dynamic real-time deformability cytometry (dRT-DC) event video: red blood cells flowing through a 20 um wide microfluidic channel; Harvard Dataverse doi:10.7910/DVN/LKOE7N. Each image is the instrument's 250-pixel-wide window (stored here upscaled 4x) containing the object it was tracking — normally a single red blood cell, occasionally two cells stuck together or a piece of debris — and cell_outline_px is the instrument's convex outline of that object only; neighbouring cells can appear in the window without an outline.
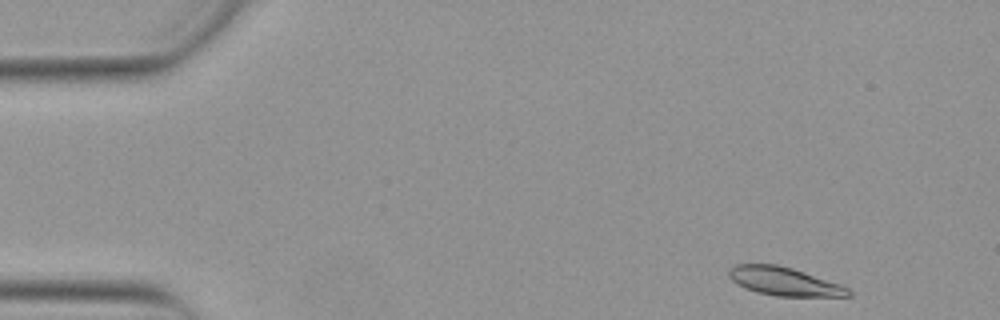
{"species": "Egyptian fruit bat (a non-hibernating species)", "species_latin": "Rousettus aegyptiacus", "temperature_condition": "warm", "stored_images_in_passage": 48, "camera_frame_rate_fps": 3000, "um_per_image_px": 0.085, "animal": {"sex": "female"}, "frame": {"image": 1, "passage_image": 1, "time_ms": 0.0, "image_size_px": [1000, 320], "cell_outline_px": [[852, 296], [776, 296], [744, 288], [736, 284], [728, 276], [728, 268], [736, 264], [776, 264], [792, 268], [840, 284], [848, 288], [852, 292]], "centroid_in_image_um": [66.63, 23.91], "position_along_channel_um": 18.4, "area_um2": 19.71}}
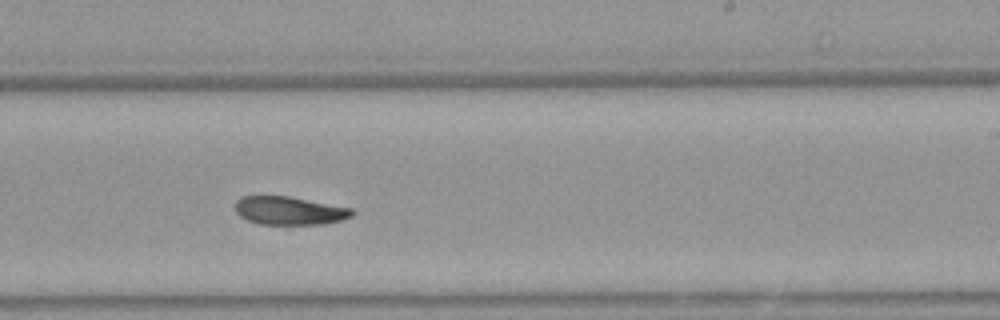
{"frame": {"image": 2, "passage_image": 28, "time_ms": 9.0, "image_size_px": [1000, 320], "cell_outline_px": [[356, 212], [352, 216], [340, 220], [324, 224], [260, 224], [248, 220], [240, 216], [236, 212], [236, 200], [240, 196], [288, 196], [352, 208]], "centroid_in_image_um": [24.6, 17.9], "position_along_channel_um": 264.4, "area_um2": 19.19}}
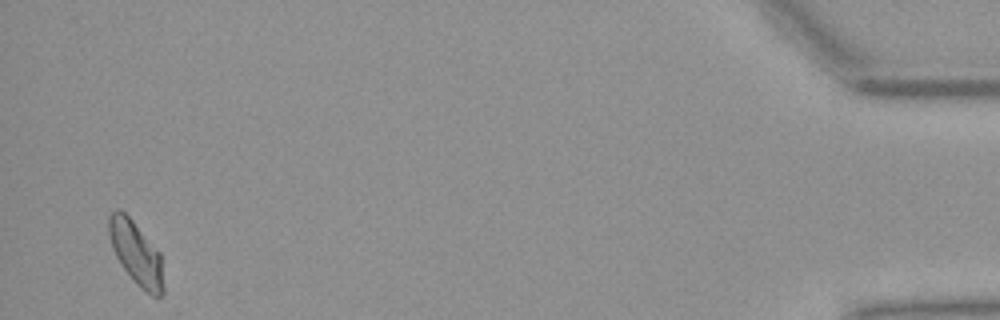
{"frame": {"image": 3, "passage_image": 47, "time_ms": 15.333, "image_size_px": [1000, 320], "cell_outline_px": [[164, 292], [160, 296], [152, 296], [140, 288], [136, 284], [120, 264], [112, 248], [108, 232], [108, 216], [116, 208], [120, 208], [132, 220], [160, 252], [164, 288]], "centroid_in_image_um": [11.56, 21.52], "position_along_channel_um": 423.6, "area_um2": 20.23}, "authors_computed_cell_mechanics": {"area_um2": 20.3745, "velocity_mm_per_s": 3.8348, "shape_relaxation_time_tau1_ms": 3.8382, "shape_relaxation_time_tau2_ms": null, "deformation_change_tau1": 0.1465, "deformation_change_tau2": null}}